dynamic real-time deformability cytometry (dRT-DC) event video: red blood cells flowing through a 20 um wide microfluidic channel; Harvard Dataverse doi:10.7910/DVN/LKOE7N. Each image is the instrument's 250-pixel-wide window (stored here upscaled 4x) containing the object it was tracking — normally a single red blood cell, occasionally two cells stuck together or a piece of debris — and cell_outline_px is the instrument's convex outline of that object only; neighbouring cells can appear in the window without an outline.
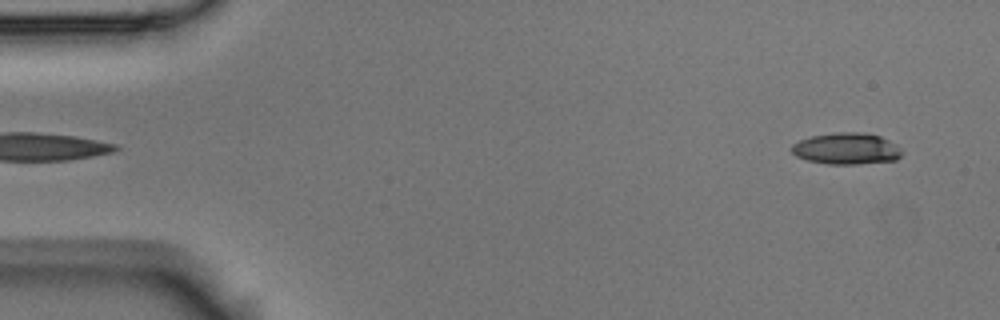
{"species": "Egyptian fruit bat (a non-hibernating species)", "species_latin": "Rousettus aegyptiacus", "temperature_condition": "room temperature", "stored_images_in_passage": 4, "camera_frame_rate_fps": 3000, "um_per_image_px": 0.085, "animal": {"sex": "male"}, "frame": {"image": 1, "passage_image": 4, "time_ms": 1.0, "image_size_px": [1000, 320], "cell_outline_px": [[904, 152], [896, 160], [856, 164], [828, 164], [808, 160], [796, 156], [792, 152], [792, 144], [800, 140], [812, 136], [836, 132], [860, 132], [880, 136], [896, 144]], "centroid_in_image_um": [71.97, 12.63], "position_along_channel_um": 13.0, "area_um2": 20.17}}